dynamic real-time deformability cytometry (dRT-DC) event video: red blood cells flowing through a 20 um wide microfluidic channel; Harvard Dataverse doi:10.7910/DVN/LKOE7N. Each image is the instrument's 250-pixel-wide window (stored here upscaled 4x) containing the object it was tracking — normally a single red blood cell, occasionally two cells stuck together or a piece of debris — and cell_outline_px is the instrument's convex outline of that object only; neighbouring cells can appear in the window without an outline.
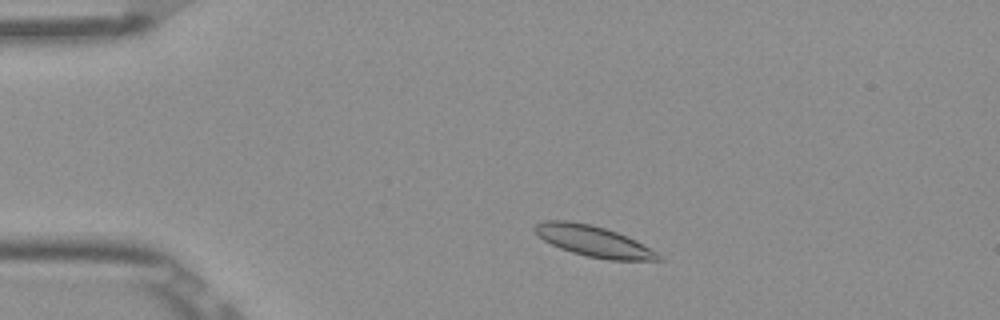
{"species": "Egyptian fruit bat (a non-hibernating species)", "species_latin": "Rousettus aegyptiacus", "temperature_condition": "room temperature", "stored_images_in_passage": 48, "camera_frame_rate_fps": 3000, "um_per_image_px": 0.085, "frame": {"image": 1, "passage_image": 6, "time_ms": 1.667, "image_size_px": [1000, 320], "cell_outline_px": [[664, 260], [608, 260], [588, 256], [572, 252], [560, 248], [544, 240], [532, 228], [540, 220], [568, 220], [592, 224], [628, 236], [660, 252], [664, 256]], "centroid_in_image_um": [50.51, 20.5], "position_along_channel_um": 34.5, "area_um2": 22.48}}
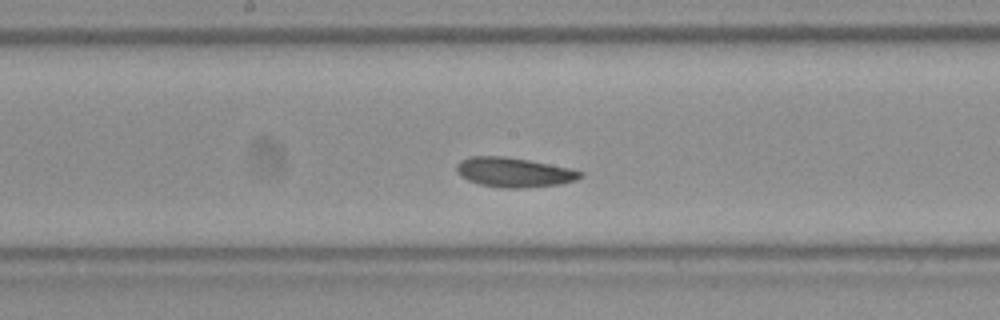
{"frame": {"image": 2, "passage_image": 23, "time_ms": 7.333, "image_size_px": [1000, 320], "cell_outline_px": [[584, 176], [576, 180], [560, 184], [524, 188], [504, 188], [480, 184], [468, 180], [460, 176], [456, 172], [456, 164], [460, 160], [468, 156], [504, 156], [528, 160], [572, 168], [584, 172]], "centroid_in_image_um": [43.69, 14.64], "position_along_channel_um": 204.5, "area_um2": 21.56}}
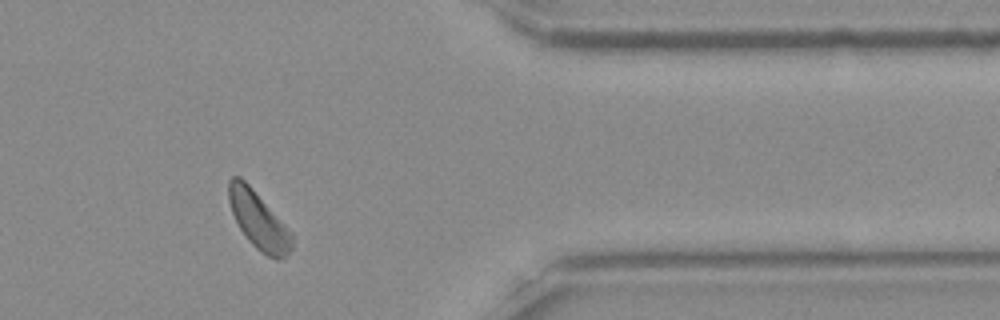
{"frame": {"image": 3, "passage_image": 39, "time_ms": 12.667, "image_size_px": [1000, 320], "cell_outline_px": [[292, 248], [288, 256], [284, 260], [276, 260], [260, 252], [248, 240], [240, 228], [232, 212], [228, 200], [228, 180], [232, 176], [240, 176], [252, 188], [292, 232]], "centroid_in_image_um": [21.99, 18.76], "position_along_channel_um": 389.4, "area_um2": 21.1}, "authors_computed_cell_mechanics": {"area_um2": 21.097, "velocity_mm_per_s": 3.8257, "shape_relaxation_time_tau1_ms": null, "shape_relaxation_time_tau2_ms": 2.8745, "deformation_change_tau1": null, "deformation_change_tau2": 0.0883}}